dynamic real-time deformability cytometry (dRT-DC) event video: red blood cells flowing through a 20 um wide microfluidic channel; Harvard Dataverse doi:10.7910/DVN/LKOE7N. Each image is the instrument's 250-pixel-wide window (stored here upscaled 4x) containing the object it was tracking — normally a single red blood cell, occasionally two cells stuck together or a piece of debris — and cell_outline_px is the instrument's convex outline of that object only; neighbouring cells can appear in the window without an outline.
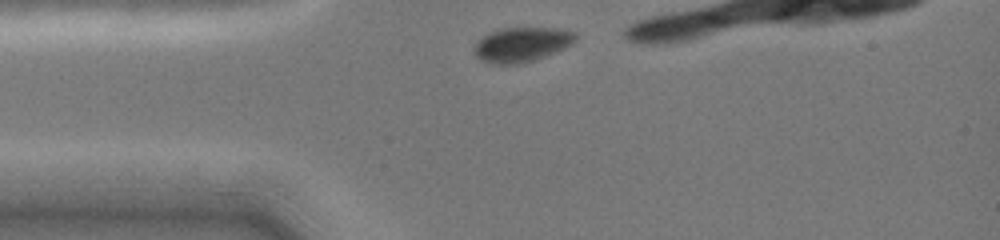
{"species": "common noctule bat (a hibernating species)", "species_latin": "Nyctalus noctula", "temperature_condition": "cold", "stored_images_in_passage": 5, "camera_frame_rate_fps": 3000, "um_per_image_px": 0.085, "animal": {"sex": "female", "body_mass_g": 19.0, "forearm_length_mm": 51.5}, "frame": {"image": 1, "passage_image": 1, "time_ms": 0.0, "image_size_px": [1000, 240], "cell_outline_px": [[576, 40], [572, 44], [532, 60], [516, 64], [496, 64], [484, 60], [476, 56], [476, 44], [488, 32], [500, 28], [560, 28], [572, 32], [576, 36]], "centroid_in_image_um": [44.35, 3.76], "position_along_channel_um": 40.7, "area_um2": 19.77}}